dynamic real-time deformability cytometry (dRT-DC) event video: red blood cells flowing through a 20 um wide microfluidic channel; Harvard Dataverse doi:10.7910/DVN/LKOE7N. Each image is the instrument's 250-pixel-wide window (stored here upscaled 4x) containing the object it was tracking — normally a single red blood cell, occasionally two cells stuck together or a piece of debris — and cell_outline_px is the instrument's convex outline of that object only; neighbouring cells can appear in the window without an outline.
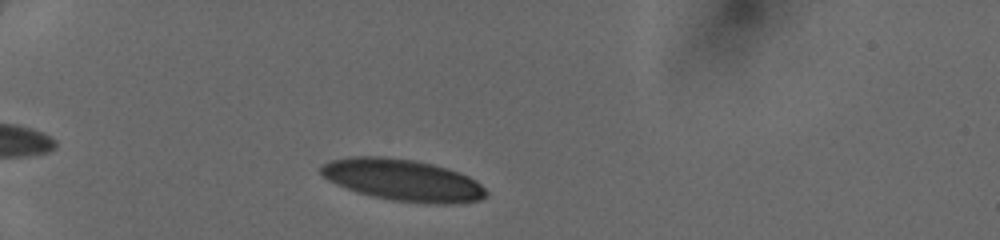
{"species": "human", "species_latin": "Homo sapiens", "temperature_condition": "cold", "stored_images_in_passage": 33, "camera_frame_rate_fps": 3000, "um_per_image_px": 0.085, "donor": {"sex": "female"}, "frame": {"image": 1, "passage_image": 4, "time_ms": 1.0, "image_size_px": [1000, 240], "cell_outline_px": [[488, 192], [480, 200], [448, 204], [436, 204], [392, 200], [360, 192], [336, 184], [328, 180], [320, 172], [320, 168], [324, 164], [332, 160], [348, 156], [380, 156], [416, 160], [448, 168], [460, 172], [476, 180]], "centroid_in_image_um": [34.26, 15.29], "position_along_channel_um": 50.7, "area_um2": 39.82}}
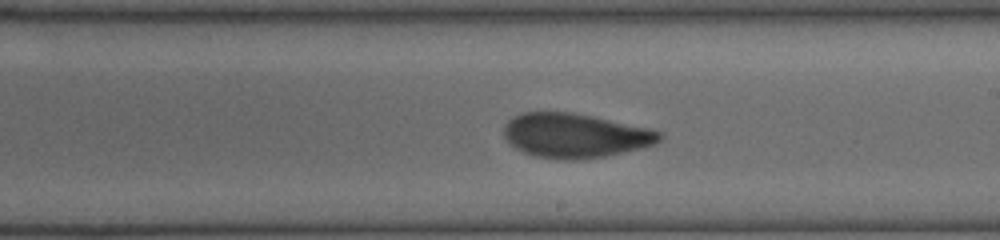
{"frame": {"image": 2, "passage_image": 20, "time_ms": 6.333, "image_size_px": [1000, 240], "cell_outline_px": [[664, 136], [656, 144], [644, 148], [604, 156], [576, 160], [560, 160], [536, 156], [524, 152], [516, 148], [504, 136], [504, 124], [512, 116], [524, 112], [572, 112], [592, 116], [648, 128], [660, 132]], "centroid_in_image_um": [48.88, 11.52], "position_along_channel_um": 240.1, "area_um2": 40.23}}
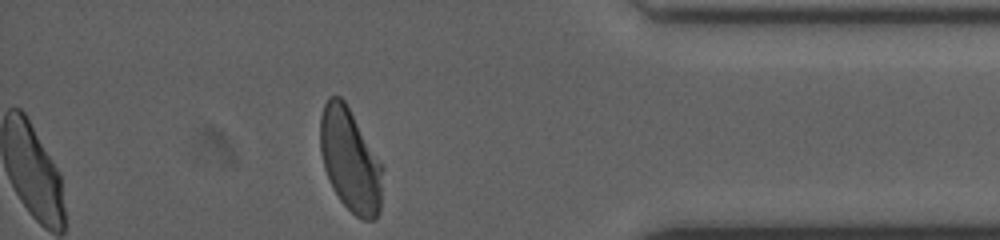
{"frame": {"image": 3, "passage_image": 33, "time_ms": 10.667, "image_size_px": [1000, 240], "cell_outline_px": [[384, 168], [380, 212], [376, 220], [364, 220], [356, 216], [340, 200], [332, 188], [324, 168], [320, 152], [320, 116], [324, 104], [328, 96], [340, 96], [344, 100]], "centroid_in_image_um": [29.77, 13.64], "position_along_channel_um": 405.4, "area_um2": 37.63}}